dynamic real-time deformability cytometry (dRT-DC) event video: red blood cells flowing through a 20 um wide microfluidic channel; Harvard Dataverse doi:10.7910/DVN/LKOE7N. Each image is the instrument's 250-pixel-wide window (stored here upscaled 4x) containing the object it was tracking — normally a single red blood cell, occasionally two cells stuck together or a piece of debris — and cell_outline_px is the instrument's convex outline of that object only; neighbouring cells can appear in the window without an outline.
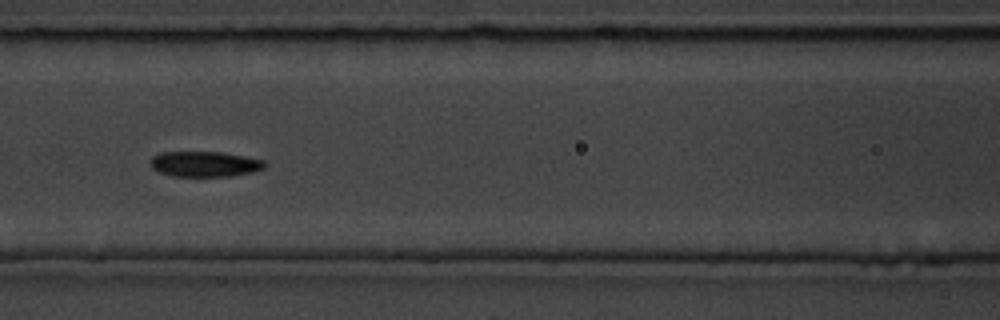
{"species": "common noctule bat (a hibernating species)", "species_latin": "Nyctalus noctula", "temperature_condition": "room temperature", "stored_images_in_passage": 57, "camera_frame_rate_fps": 3000, "um_per_image_px": 0.085, "animal": {"sex": "male", "body_mass_g": 19.5, "forearm_length_mm": 54.6}, "frame": {"image": 1, "passage_image": 25, "time_ms": 8.0, "image_size_px": [1000, 320], "cell_outline_px": [[268, 164], [264, 168], [252, 172], [232, 176], [172, 176], [160, 172], [152, 168], [152, 156], [160, 152], [220, 152], [244, 156], [264, 160]], "centroid_in_image_um": [17.43, 13.94], "position_along_channel_um": 149.2, "area_um2": 16.88}, "authors_computed_cell_mechanics": {"area_um2": 16.8198, "velocity_mm_per_s": 3.5873, "shape_relaxation_time_tau1_ms": 3.0803, "shape_relaxation_time_tau2_ms": 3.406, "deformation_change_tau1": 0.0962, "deformation_change_tau2": 0.0608}}